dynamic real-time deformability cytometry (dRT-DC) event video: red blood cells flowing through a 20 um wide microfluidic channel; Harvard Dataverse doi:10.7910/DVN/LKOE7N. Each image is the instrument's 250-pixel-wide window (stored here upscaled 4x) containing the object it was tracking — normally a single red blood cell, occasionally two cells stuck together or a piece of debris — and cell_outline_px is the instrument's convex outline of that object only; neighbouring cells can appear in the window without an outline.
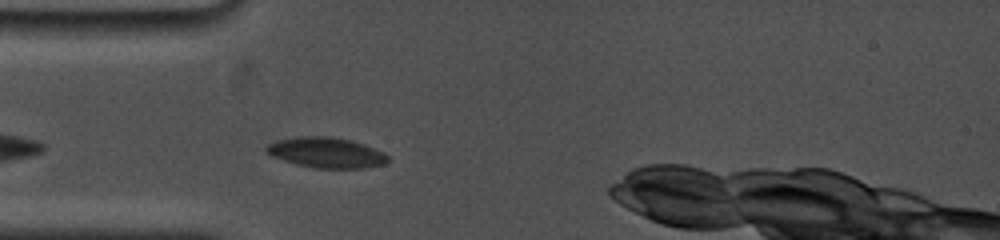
{"species": "common noctule bat (a hibernating species)", "species_latin": "Nyctalus noctula", "temperature_condition": "cold", "stored_images_in_passage": 5, "camera_frame_rate_fps": 5000, "um_per_image_px": 0.085, "animal": {"sex": "female", "body_mass_g": 19.0, "forearm_length_mm": 53.3}, "frame": {"image": 1, "passage_image": 1, "time_ms": 0.0, "image_size_px": [1000, 240], "cell_outline_px": [[388, 160], [384, 164], [364, 168], [316, 168], [296, 164], [272, 156], [264, 152], [264, 148], [268, 144], [276, 140], [300, 136], [332, 136], [352, 140], [364, 144], [384, 152], [388, 156]], "centroid_in_image_um": [27.72, 12.96], "position_along_channel_um": 57.3, "area_um2": 21.68}}